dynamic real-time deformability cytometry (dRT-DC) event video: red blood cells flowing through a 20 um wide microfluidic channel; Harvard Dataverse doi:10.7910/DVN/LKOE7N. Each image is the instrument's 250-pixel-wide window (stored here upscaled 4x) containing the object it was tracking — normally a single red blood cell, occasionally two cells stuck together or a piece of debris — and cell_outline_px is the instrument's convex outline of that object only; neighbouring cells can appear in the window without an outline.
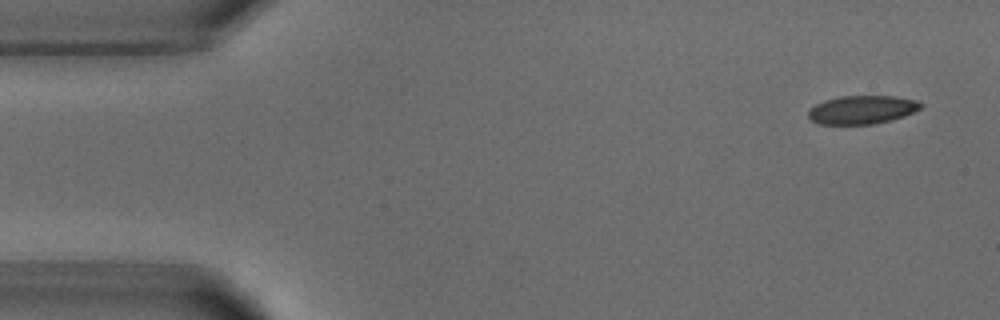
{"species": "common noctule bat (a hibernating species)", "species_latin": "Nyctalus noctula", "temperature_condition": "warm", "stored_images_in_passage": 5, "segment_of_instrument_passage": [1, 2], "camera_frame_rate_fps": 3000, "um_per_image_px": 0.085, "animal": {"sex": "male", "body_mass_g": 18.8}, "frame": {"image": 1, "passage_image": 1, "time_ms": 0.0, "image_size_px": [1000, 320], "cell_outline_px": [[924, 104], [920, 108], [904, 116], [892, 120], [872, 124], [820, 124], [812, 120], [808, 116], [808, 112], [816, 104], [824, 100], [840, 96], [896, 96], [916, 100]], "centroid_in_image_um": [73.29, 9.32], "position_along_channel_um": 11.7, "area_um2": 18.55}}